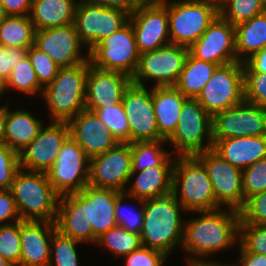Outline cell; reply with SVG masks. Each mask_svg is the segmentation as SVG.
I'll return each mask as SVG.
<instances>
[{
  "mask_svg": "<svg viewBox=\"0 0 266 266\" xmlns=\"http://www.w3.org/2000/svg\"><path fill=\"white\" fill-rule=\"evenodd\" d=\"M10 191L21 220L56 221L60 196L55 192L46 172L20 168L14 176Z\"/></svg>",
  "mask_w": 266,
  "mask_h": 266,
  "instance_id": "cell-5",
  "label": "cell"
},
{
  "mask_svg": "<svg viewBox=\"0 0 266 266\" xmlns=\"http://www.w3.org/2000/svg\"><path fill=\"white\" fill-rule=\"evenodd\" d=\"M243 70L266 73V46L243 63Z\"/></svg>",
  "mask_w": 266,
  "mask_h": 266,
  "instance_id": "cell-52",
  "label": "cell"
},
{
  "mask_svg": "<svg viewBox=\"0 0 266 266\" xmlns=\"http://www.w3.org/2000/svg\"><path fill=\"white\" fill-rule=\"evenodd\" d=\"M8 16V14L5 11V8L0 0V23Z\"/></svg>",
  "mask_w": 266,
  "mask_h": 266,
  "instance_id": "cell-55",
  "label": "cell"
},
{
  "mask_svg": "<svg viewBox=\"0 0 266 266\" xmlns=\"http://www.w3.org/2000/svg\"><path fill=\"white\" fill-rule=\"evenodd\" d=\"M240 252L266 255V224L239 225Z\"/></svg>",
  "mask_w": 266,
  "mask_h": 266,
  "instance_id": "cell-41",
  "label": "cell"
},
{
  "mask_svg": "<svg viewBox=\"0 0 266 266\" xmlns=\"http://www.w3.org/2000/svg\"><path fill=\"white\" fill-rule=\"evenodd\" d=\"M192 213L200 217L184 221L182 250L189 253L185 257L186 266L227 265L220 261L205 260L204 257L209 258L215 253L239 245V211L220 208Z\"/></svg>",
  "mask_w": 266,
  "mask_h": 266,
  "instance_id": "cell-2",
  "label": "cell"
},
{
  "mask_svg": "<svg viewBox=\"0 0 266 266\" xmlns=\"http://www.w3.org/2000/svg\"><path fill=\"white\" fill-rule=\"evenodd\" d=\"M8 15L29 16L32 0H1Z\"/></svg>",
  "mask_w": 266,
  "mask_h": 266,
  "instance_id": "cell-50",
  "label": "cell"
},
{
  "mask_svg": "<svg viewBox=\"0 0 266 266\" xmlns=\"http://www.w3.org/2000/svg\"><path fill=\"white\" fill-rule=\"evenodd\" d=\"M7 92V86L6 83L2 80H0V100L2 99L3 94Z\"/></svg>",
  "mask_w": 266,
  "mask_h": 266,
  "instance_id": "cell-56",
  "label": "cell"
},
{
  "mask_svg": "<svg viewBox=\"0 0 266 266\" xmlns=\"http://www.w3.org/2000/svg\"><path fill=\"white\" fill-rule=\"evenodd\" d=\"M238 261L235 264H227V266H266V255L240 252Z\"/></svg>",
  "mask_w": 266,
  "mask_h": 266,
  "instance_id": "cell-53",
  "label": "cell"
},
{
  "mask_svg": "<svg viewBox=\"0 0 266 266\" xmlns=\"http://www.w3.org/2000/svg\"><path fill=\"white\" fill-rule=\"evenodd\" d=\"M243 196L245 201L266 190V157L242 170Z\"/></svg>",
  "mask_w": 266,
  "mask_h": 266,
  "instance_id": "cell-43",
  "label": "cell"
},
{
  "mask_svg": "<svg viewBox=\"0 0 266 266\" xmlns=\"http://www.w3.org/2000/svg\"><path fill=\"white\" fill-rule=\"evenodd\" d=\"M129 15L118 9L103 7L94 2H78L74 26L81 42L89 52L95 45L118 31Z\"/></svg>",
  "mask_w": 266,
  "mask_h": 266,
  "instance_id": "cell-14",
  "label": "cell"
},
{
  "mask_svg": "<svg viewBox=\"0 0 266 266\" xmlns=\"http://www.w3.org/2000/svg\"><path fill=\"white\" fill-rule=\"evenodd\" d=\"M181 213L187 212L172 193L144 200L142 246L159 250L169 257L173 249L182 247L185 220Z\"/></svg>",
  "mask_w": 266,
  "mask_h": 266,
  "instance_id": "cell-3",
  "label": "cell"
},
{
  "mask_svg": "<svg viewBox=\"0 0 266 266\" xmlns=\"http://www.w3.org/2000/svg\"><path fill=\"white\" fill-rule=\"evenodd\" d=\"M205 166L217 203L240 210L244 205L242 170L221 158L212 149L195 155Z\"/></svg>",
  "mask_w": 266,
  "mask_h": 266,
  "instance_id": "cell-17",
  "label": "cell"
},
{
  "mask_svg": "<svg viewBox=\"0 0 266 266\" xmlns=\"http://www.w3.org/2000/svg\"><path fill=\"white\" fill-rule=\"evenodd\" d=\"M167 0L172 44L189 48L220 15L219 6L207 0Z\"/></svg>",
  "mask_w": 266,
  "mask_h": 266,
  "instance_id": "cell-7",
  "label": "cell"
},
{
  "mask_svg": "<svg viewBox=\"0 0 266 266\" xmlns=\"http://www.w3.org/2000/svg\"><path fill=\"white\" fill-rule=\"evenodd\" d=\"M188 50L193 57L218 66L236 62L235 26L219 15Z\"/></svg>",
  "mask_w": 266,
  "mask_h": 266,
  "instance_id": "cell-21",
  "label": "cell"
},
{
  "mask_svg": "<svg viewBox=\"0 0 266 266\" xmlns=\"http://www.w3.org/2000/svg\"><path fill=\"white\" fill-rule=\"evenodd\" d=\"M266 135V108L246 100L212 117L213 141Z\"/></svg>",
  "mask_w": 266,
  "mask_h": 266,
  "instance_id": "cell-15",
  "label": "cell"
},
{
  "mask_svg": "<svg viewBox=\"0 0 266 266\" xmlns=\"http://www.w3.org/2000/svg\"><path fill=\"white\" fill-rule=\"evenodd\" d=\"M261 1H262L263 6H264V9L266 11V0H261Z\"/></svg>",
  "mask_w": 266,
  "mask_h": 266,
  "instance_id": "cell-60",
  "label": "cell"
},
{
  "mask_svg": "<svg viewBox=\"0 0 266 266\" xmlns=\"http://www.w3.org/2000/svg\"><path fill=\"white\" fill-rule=\"evenodd\" d=\"M218 65L188 54L175 87L187 98H197Z\"/></svg>",
  "mask_w": 266,
  "mask_h": 266,
  "instance_id": "cell-31",
  "label": "cell"
},
{
  "mask_svg": "<svg viewBox=\"0 0 266 266\" xmlns=\"http://www.w3.org/2000/svg\"><path fill=\"white\" fill-rule=\"evenodd\" d=\"M20 220L21 218L10 189L0 190V225L12 224Z\"/></svg>",
  "mask_w": 266,
  "mask_h": 266,
  "instance_id": "cell-49",
  "label": "cell"
},
{
  "mask_svg": "<svg viewBox=\"0 0 266 266\" xmlns=\"http://www.w3.org/2000/svg\"><path fill=\"white\" fill-rule=\"evenodd\" d=\"M167 140L133 142L132 173H139L154 166H174L176 156L166 151L164 144Z\"/></svg>",
  "mask_w": 266,
  "mask_h": 266,
  "instance_id": "cell-32",
  "label": "cell"
},
{
  "mask_svg": "<svg viewBox=\"0 0 266 266\" xmlns=\"http://www.w3.org/2000/svg\"><path fill=\"white\" fill-rule=\"evenodd\" d=\"M70 137L68 122H50L38 136L19 153L20 168L46 172L56 161L58 152Z\"/></svg>",
  "mask_w": 266,
  "mask_h": 266,
  "instance_id": "cell-20",
  "label": "cell"
},
{
  "mask_svg": "<svg viewBox=\"0 0 266 266\" xmlns=\"http://www.w3.org/2000/svg\"><path fill=\"white\" fill-rule=\"evenodd\" d=\"M209 2H213L216 5L220 6L225 0H207Z\"/></svg>",
  "mask_w": 266,
  "mask_h": 266,
  "instance_id": "cell-58",
  "label": "cell"
},
{
  "mask_svg": "<svg viewBox=\"0 0 266 266\" xmlns=\"http://www.w3.org/2000/svg\"><path fill=\"white\" fill-rule=\"evenodd\" d=\"M7 106L5 104L0 106V145L5 144V125H6V118H7Z\"/></svg>",
  "mask_w": 266,
  "mask_h": 266,
  "instance_id": "cell-54",
  "label": "cell"
},
{
  "mask_svg": "<svg viewBox=\"0 0 266 266\" xmlns=\"http://www.w3.org/2000/svg\"><path fill=\"white\" fill-rule=\"evenodd\" d=\"M27 56L33 66L40 85L45 88L56 77L60 67L35 45L27 49Z\"/></svg>",
  "mask_w": 266,
  "mask_h": 266,
  "instance_id": "cell-42",
  "label": "cell"
},
{
  "mask_svg": "<svg viewBox=\"0 0 266 266\" xmlns=\"http://www.w3.org/2000/svg\"><path fill=\"white\" fill-rule=\"evenodd\" d=\"M80 241L62 235L56 230L51 239L49 266H79L76 247Z\"/></svg>",
  "mask_w": 266,
  "mask_h": 266,
  "instance_id": "cell-37",
  "label": "cell"
},
{
  "mask_svg": "<svg viewBox=\"0 0 266 266\" xmlns=\"http://www.w3.org/2000/svg\"><path fill=\"white\" fill-rule=\"evenodd\" d=\"M122 192L86 185L80 192L59 198L57 230L81 243H93L109 229L118 226L115 219L116 198Z\"/></svg>",
  "mask_w": 266,
  "mask_h": 266,
  "instance_id": "cell-1",
  "label": "cell"
},
{
  "mask_svg": "<svg viewBox=\"0 0 266 266\" xmlns=\"http://www.w3.org/2000/svg\"><path fill=\"white\" fill-rule=\"evenodd\" d=\"M77 0H32L30 20L35 30L74 23Z\"/></svg>",
  "mask_w": 266,
  "mask_h": 266,
  "instance_id": "cell-29",
  "label": "cell"
},
{
  "mask_svg": "<svg viewBox=\"0 0 266 266\" xmlns=\"http://www.w3.org/2000/svg\"><path fill=\"white\" fill-rule=\"evenodd\" d=\"M132 201H137L139 203L140 209L138 210L131 208L130 205H124L123 202L125 199ZM134 199V200H133ZM133 211V212H132ZM115 219L117 221L118 226L126 229L129 232L140 234L142 226H143V219H144V200L133 198L132 196L127 195L125 192H122L116 198V205H115Z\"/></svg>",
  "mask_w": 266,
  "mask_h": 266,
  "instance_id": "cell-39",
  "label": "cell"
},
{
  "mask_svg": "<svg viewBox=\"0 0 266 266\" xmlns=\"http://www.w3.org/2000/svg\"><path fill=\"white\" fill-rule=\"evenodd\" d=\"M90 158L70 136L54 164L46 171L48 180L61 197L80 192L89 181Z\"/></svg>",
  "mask_w": 266,
  "mask_h": 266,
  "instance_id": "cell-12",
  "label": "cell"
},
{
  "mask_svg": "<svg viewBox=\"0 0 266 266\" xmlns=\"http://www.w3.org/2000/svg\"><path fill=\"white\" fill-rule=\"evenodd\" d=\"M239 214L240 224H266V190L249 197Z\"/></svg>",
  "mask_w": 266,
  "mask_h": 266,
  "instance_id": "cell-44",
  "label": "cell"
},
{
  "mask_svg": "<svg viewBox=\"0 0 266 266\" xmlns=\"http://www.w3.org/2000/svg\"><path fill=\"white\" fill-rule=\"evenodd\" d=\"M173 135L167 140L175 156H193L212 149V117L196 98H187ZM206 141V143H205Z\"/></svg>",
  "mask_w": 266,
  "mask_h": 266,
  "instance_id": "cell-8",
  "label": "cell"
},
{
  "mask_svg": "<svg viewBox=\"0 0 266 266\" xmlns=\"http://www.w3.org/2000/svg\"><path fill=\"white\" fill-rule=\"evenodd\" d=\"M139 58L133 27L129 21L89 51L91 65L103 70L118 71L131 78L136 72Z\"/></svg>",
  "mask_w": 266,
  "mask_h": 266,
  "instance_id": "cell-11",
  "label": "cell"
},
{
  "mask_svg": "<svg viewBox=\"0 0 266 266\" xmlns=\"http://www.w3.org/2000/svg\"><path fill=\"white\" fill-rule=\"evenodd\" d=\"M34 45L46 53L60 68L89 62V52L83 54L81 42L74 23L35 30Z\"/></svg>",
  "mask_w": 266,
  "mask_h": 266,
  "instance_id": "cell-19",
  "label": "cell"
},
{
  "mask_svg": "<svg viewBox=\"0 0 266 266\" xmlns=\"http://www.w3.org/2000/svg\"><path fill=\"white\" fill-rule=\"evenodd\" d=\"M123 258L124 266H166L168 260V256L163 252L146 246H141Z\"/></svg>",
  "mask_w": 266,
  "mask_h": 266,
  "instance_id": "cell-47",
  "label": "cell"
},
{
  "mask_svg": "<svg viewBox=\"0 0 266 266\" xmlns=\"http://www.w3.org/2000/svg\"><path fill=\"white\" fill-rule=\"evenodd\" d=\"M171 193L187 213L222 208L204 164L195 155L176 156Z\"/></svg>",
  "mask_w": 266,
  "mask_h": 266,
  "instance_id": "cell-4",
  "label": "cell"
},
{
  "mask_svg": "<svg viewBox=\"0 0 266 266\" xmlns=\"http://www.w3.org/2000/svg\"><path fill=\"white\" fill-rule=\"evenodd\" d=\"M174 166H154L139 173H131L125 193L136 199L147 200L172 192ZM135 179V180H133ZM132 181V182H131Z\"/></svg>",
  "mask_w": 266,
  "mask_h": 266,
  "instance_id": "cell-26",
  "label": "cell"
},
{
  "mask_svg": "<svg viewBox=\"0 0 266 266\" xmlns=\"http://www.w3.org/2000/svg\"><path fill=\"white\" fill-rule=\"evenodd\" d=\"M131 83L132 78L127 74L103 70L88 62L85 109L94 112L98 108L122 103L124 92Z\"/></svg>",
  "mask_w": 266,
  "mask_h": 266,
  "instance_id": "cell-22",
  "label": "cell"
},
{
  "mask_svg": "<svg viewBox=\"0 0 266 266\" xmlns=\"http://www.w3.org/2000/svg\"><path fill=\"white\" fill-rule=\"evenodd\" d=\"M35 28L29 16L8 15L0 23V45L28 49L34 45Z\"/></svg>",
  "mask_w": 266,
  "mask_h": 266,
  "instance_id": "cell-33",
  "label": "cell"
},
{
  "mask_svg": "<svg viewBox=\"0 0 266 266\" xmlns=\"http://www.w3.org/2000/svg\"><path fill=\"white\" fill-rule=\"evenodd\" d=\"M237 61L244 63L266 46V11L235 26Z\"/></svg>",
  "mask_w": 266,
  "mask_h": 266,
  "instance_id": "cell-30",
  "label": "cell"
},
{
  "mask_svg": "<svg viewBox=\"0 0 266 266\" xmlns=\"http://www.w3.org/2000/svg\"><path fill=\"white\" fill-rule=\"evenodd\" d=\"M131 173V144L118 143L105 153L90 158L88 184L125 192Z\"/></svg>",
  "mask_w": 266,
  "mask_h": 266,
  "instance_id": "cell-16",
  "label": "cell"
},
{
  "mask_svg": "<svg viewBox=\"0 0 266 266\" xmlns=\"http://www.w3.org/2000/svg\"><path fill=\"white\" fill-rule=\"evenodd\" d=\"M196 99L211 117L244 101L243 63L218 66Z\"/></svg>",
  "mask_w": 266,
  "mask_h": 266,
  "instance_id": "cell-9",
  "label": "cell"
},
{
  "mask_svg": "<svg viewBox=\"0 0 266 266\" xmlns=\"http://www.w3.org/2000/svg\"><path fill=\"white\" fill-rule=\"evenodd\" d=\"M0 255L13 266H21L20 221L0 225Z\"/></svg>",
  "mask_w": 266,
  "mask_h": 266,
  "instance_id": "cell-40",
  "label": "cell"
},
{
  "mask_svg": "<svg viewBox=\"0 0 266 266\" xmlns=\"http://www.w3.org/2000/svg\"><path fill=\"white\" fill-rule=\"evenodd\" d=\"M88 62L60 68L53 81L43 91L50 122H69L85 109V89Z\"/></svg>",
  "mask_w": 266,
  "mask_h": 266,
  "instance_id": "cell-6",
  "label": "cell"
},
{
  "mask_svg": "<svg viewBox=\"0 0 266 266\" xmlns=\"http://www.w3.org/2000/svg\"><path fill=\"white\" fill-rule=\"evenodd\" d=\"M212 150L231 165L244 170L266 157V135L213 141Z\"/></svg>",
  "mask_w": 266,
  "mask_h": 266,
  "instance_id": "cell-25",
  "label": "cell"
},
{
  "mask_svg": "<svg viewBox=\"0 0 266 266\" xmlns=\"http://www.w3.org/2000/svg\"><path fill=\"white\" fill-rule=\"evenodd\" d=\"M44 125L40 118L37 119L29 111L23 108L10 110L7 106L5 144L20 153L38 136Z\"/></svg>",
  "mask_w": 266,
  "mask_h": 266,
  "instance_id": "cell-28",
  "label": "cell"
},
{
  "mask_svg": "<svg viewBox=\"0 0 266 266\" xmlns=\"http://www.w3.org/2000/svg\"><path fill=\"white\" fill-rule=\"evenodd\" d=\"M119 143H130V128L122 103L94 111Z\"/></svg>",
  "mask_w": 266,
  "mask_h": 266,
  "instance_id": "cell-38",
  "label": "cell"
},
{
  "mask_svg": "<svg viewBox=\"0 0 266 266\" xmlns=\"http://www.w3.org/2000/svg\"><path fill=\"white\" fill-rule=\"evenodd\" d=\"M19 169V153L6 144L0 145V190L10 189Z\"/></svg>",
  "mask_w": 266,
  "mask_h": 266,
  "instance_id": "cell-45",
  "label": "cell"
},
{
  "mask_svg": "<svg viewBox=\"0 0 266 266\" xmlns=\"http://www.w3.org/2000/svg\"><path fill=\"white\" fill-rule=\"evenodd\" d=\"M140 54L170 44L167 0H144L130 15Z\"/></svg>",
  "mask_w": 266,
  "mask_h": 266,
  "instance_id": "cell-13",
  "label": "cell"
},
{
  "mask_svg": "<svg viewBox=\"0 0 266 266\" xmlns=\"http://www.w3.org/2000/svg\"><path fill=\"white\" fill-rule=\"evenodd\" d=\"M27 56V49L0 45V80L6 82L16 64Z\"/></svg>",
  "mask_w": 266,
  "mask_h": 266,
  "instance_id": "cell-48",
  "label": "cell"
},
{
  "mask_svg": "<svg viewBox=\"0 0 266 266\" xmlns=\"http://www.w3.org/2000/svg\"><path fill=\"white\" fill-rule=\"evenodd\" d=\"M210 266H227V265H210Z\"/></svg>",
  "mask_w": 266,
  "mask_h": 266,
  "instance_id": "cell-61",
  "label": "cell"
},
{
  "mask_svg": "<svg viewBox=\"0 0 266 266\" xmlns=\"http://www.w3.org/2000/svg\"><path fill=\"white\" fill-rule=\"evenodd\" d=\"M187 97L175 86L153 87L152 101L160 135L168 140L177 127L180 111Z\"/></svg>",
  "mask_w": 266,
  "mask_h": 266,
  "instance_id": "cell-27",
  "label": "cell"
},
{
  "mask_svg": "<svg viewBox=\"0 0 266 266\" xmlns=\"http://www.w3.org/2000/svg\"><path fill=\"white\" fill-rule=\"evenodd\" d=\"M245 100L266 108V73L244 72Z\"/></svg>",
  "mask_w": 266,
  "mask_h": 266,
  "instance_id": "cell-46",
  "label": "cell"
},
{
  "mask_svg": "<svg viewBox=\"0 0 266 266\" xmlns=\"http://www.w3.org/2000/svg\"><path fill=\"white\" fill-rule=\"evenodd\" d=\"M95 0H79V2H94Z\"/></svg>",
  "mask_w": 266,
  "mask_h": 266,
  "instance_id": "cell-59",
  "label": "cell"
},
{
  "mask_svg": "<svg viewBox=\"0 0 266 266\" xmlns=\"http://www.w3.org/2000/svg\"><path fill=\"white\" fill-rule=\"evenodd\" d=\"M188 54L187 47L172 43L140 54L132 83L146 86L148 80H153V87L175 86Z\"/></svg>",
  "mask_w": 266,
  "mask_h": 266,
  "instance_id": "cell-10",
  "label": "cell"
},
{
  "mask_svg": "<svg viewBox=\"0 0 266 266\" xmlns=\"http://www.w3.org/2000/svg\"><path fill=\"white\" fill-rule=\"evenodd\" d=\"M5 83L8 91L9 89H16L19 93L29 96L37 95L38 93L42 96L44 91L28 56L16 64Z\"/></svg>",
  "mask_w": 266,
  "mask_h": 266,
  "instance_id": "cell-35",
  "label": "cell"
},
{
  "mask_svg": "<svg viewBox=\"0 0 266 266\" xmlns=\"http://www.w3.org/2000/svg\"><path fill=\"white\" fill-rule=\"evenodd\" d=\"M151 88L131 83L124 92L122 104L130 128V143L164 139L158 131Z\"/></svg>",
  "mask_w": 266,
  "mask_h": 266,
  "instance_id": "cell-18",
  "label": "cell"
},
{
  "mask_svg": "<svg viewBox=\"0 0 266 266\" xmlns=\"http://www.w3.org/2000/svg\"><path fill=\"white\" fill-rule=\"evenodd\" d=\"M68 125L70 136L89 158L103 154L119 143L93 111L82 110L68 122Z\"/></svg>",
  "mask_w": 266,
  "mask_h": 266,
  "instance_id": "cell-23",
  "label": "cell"
},
{
  "mask_svg": "<svg viewBox=\"0 0 266 266\" xmlns=\"http://www.w3.org/2000/svg\"><path fill=\"white\" fill-rule=\"evenodd\" d=\"M144 0H95L103 7L118 9L130 15Z\"/></svg>",
  "mask_w": 266,
  "mask_h": 266,
  "instance_id": "cell-51",
  "label": "cell"
},
{
  "mask_svg": "<svg viewBox=\"0 0 266 266\" xmlns=\"http://www.w3.org/2000/svg\"><path fill=\"white\" fill-rule=\"evenodd\" d=\"M55 222L20 220L21 266H49Z\"/></svg>",
  "mask_w": 266,
  "mask_h": 266,
  "instance_id": "cell-24",
  "label": "cell"
},
{
  "mask_svg": "<svg viewBox=\"0 0 266 266\" xmlns=\"http://www.w3.org/2000/svg\"><path fill=\"white\" fill-rule=\"evenodd\" d=\"M265 12L261 0H225L219 6L220 16L233 26Z\"/></svg>",
  "mask_w": 266,
  "mask_h": 266,
  "instance_id": "cell-36",
  "label": "cell"
},
{
  "mask_svg": "<svg viewBox=\"0 0 266 266\" xmlns=\"http://www.w3.org/2000/svg\"><path fill=\"white\" fill-rule=\"evenodd\" d=\"M0 266H13V265L10 264L6 259H4V258L0 255Z\"/></svg>",
  "mask_w": 266,
  "mask_h": 266,
  "instance_id": "cell-57",
  "label": "cell"
},
{
  "mask_svg": "<svg viewBox=\"0 0 266 266\" xmlns=\"http://www.w3.org/2000/svg\"><path fill=\"white\" fill-rule=\"evenodd\" d=\"M107 248L113 256L124 257L142 246L140 234H135L116 226L101 234L95 245Z\"/></svg>",
  "mask_w": 266,
  "mask_h": 266,
  "instance_id": "cell-34",
  "label": "cell"
}]
</instances>
